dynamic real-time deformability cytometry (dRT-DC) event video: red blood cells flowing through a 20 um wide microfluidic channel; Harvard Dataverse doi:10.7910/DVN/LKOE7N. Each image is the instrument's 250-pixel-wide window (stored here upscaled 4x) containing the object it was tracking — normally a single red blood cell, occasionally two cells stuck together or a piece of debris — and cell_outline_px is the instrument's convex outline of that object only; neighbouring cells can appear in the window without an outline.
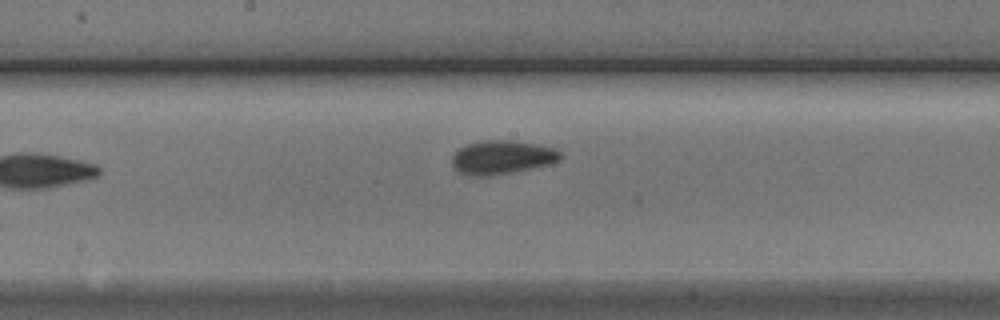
{"species": "Egyptian fruit bat (a non-hibernating species)", "species_latin": "Rousettus aegyptiacus", "temperature_condition": "cold", "stored_images_in_passage": 8, "camera_frame_rate_fps": 3000, "um_per_image_px": 0.085, "animal": {"sex": "male"}, "frame": {"image": 1, "passage_image": 8, "time_ms": 9.0, "image_size_px": [1000, 320], "cell_outline_px": [[560, 160], [548, 164], [512, 172], [488, 176], [476, 176], [460, 172], [452, 164], [452, 156], [460, 148], [468, 144], [484, 140], [512, 140], [540, 144], [556, 148], [560, 152]], "centroid_in_image_um": [42.69, 13.35], "position_along_channel_um": 205.5, "area_um2": 21.1}}